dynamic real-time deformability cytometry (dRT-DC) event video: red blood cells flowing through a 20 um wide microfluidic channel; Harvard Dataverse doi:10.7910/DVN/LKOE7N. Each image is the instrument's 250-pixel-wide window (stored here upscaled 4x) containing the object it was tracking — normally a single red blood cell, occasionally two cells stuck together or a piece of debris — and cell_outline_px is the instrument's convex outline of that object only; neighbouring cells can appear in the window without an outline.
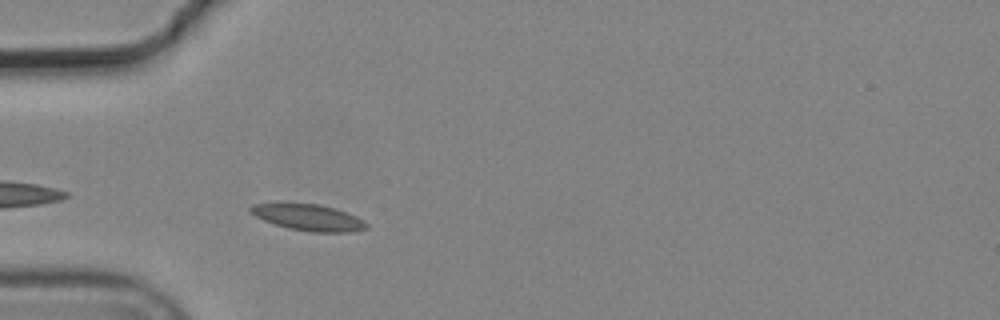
{"species": "common noctule bat (a hibernating species)", "species_latin": "Nyctalus noctula", "temperature_condition": "cold", "stored_images_in_passage": 1, "camera_frame_rate_fps": 3000, "um_per_image_px": 0.085, "animal": {"sex": "male", "body_mass_g": 19.2, "forearm_length_mm": 51.8}, "frame": {"image": 1, "passage_image": 1, "time_ms": 0.0, "image_size_px": [1000, 320], "cell_outline_px": [[368, 228], [352, 232], [308, 232], [288, 228], [264, 220], [248, 212], [248, 208], [252, 204], [316, 204], [332, 208], [356, 216], [364, 220], [368, 224]], "centroid_in_image_um": [26.23, 18.5], "position_along_channel_um": 58.8, "area_um2": 17.51}}